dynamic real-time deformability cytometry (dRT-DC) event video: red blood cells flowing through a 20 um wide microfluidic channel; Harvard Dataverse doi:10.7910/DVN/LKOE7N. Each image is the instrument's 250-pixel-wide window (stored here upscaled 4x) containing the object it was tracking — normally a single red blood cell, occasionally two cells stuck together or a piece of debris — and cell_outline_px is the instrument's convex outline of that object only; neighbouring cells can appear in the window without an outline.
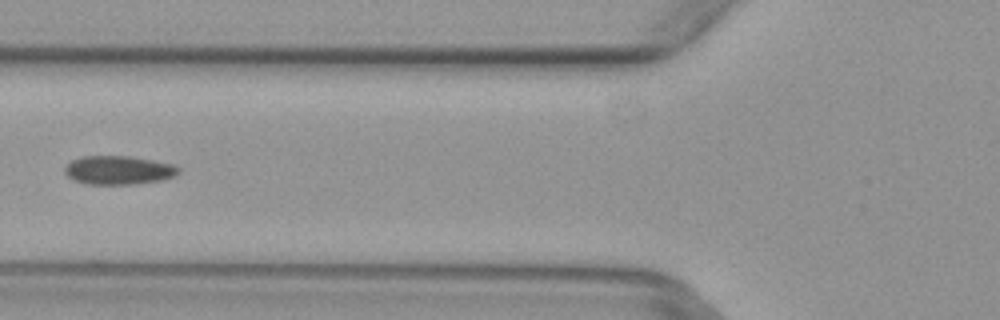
{"species": "common noctule bat (a hibernating species)", "species_latin": "Nyctalus noctula", "temperature_condition": "warm", "stored_images_in_passage": 5, "camera_frame_rate_fps": 3000, "um_per_image_px": 0.085, "animal": {"sex": "female", "body_mass_g": 29.2, "forearm_length_mm": 56.3}, "frame": {"image": 1, "passage_image": 5, "time_ms": 1.333, "image_size_px": [1000, 320], "cell_outline_px": [[180, 172], [176, 176], [164, 180], [136, 184], [84, 184], [72, 180], [64, 172], [64, 168], [72, 160], [84, 156], [128, 156], [152, 160], [172, 164], [180, 168]], "centroid_in_image_um": [10.09, 14.47], "position_along_channel_um": 115.7, "area_um2": 19.19}}